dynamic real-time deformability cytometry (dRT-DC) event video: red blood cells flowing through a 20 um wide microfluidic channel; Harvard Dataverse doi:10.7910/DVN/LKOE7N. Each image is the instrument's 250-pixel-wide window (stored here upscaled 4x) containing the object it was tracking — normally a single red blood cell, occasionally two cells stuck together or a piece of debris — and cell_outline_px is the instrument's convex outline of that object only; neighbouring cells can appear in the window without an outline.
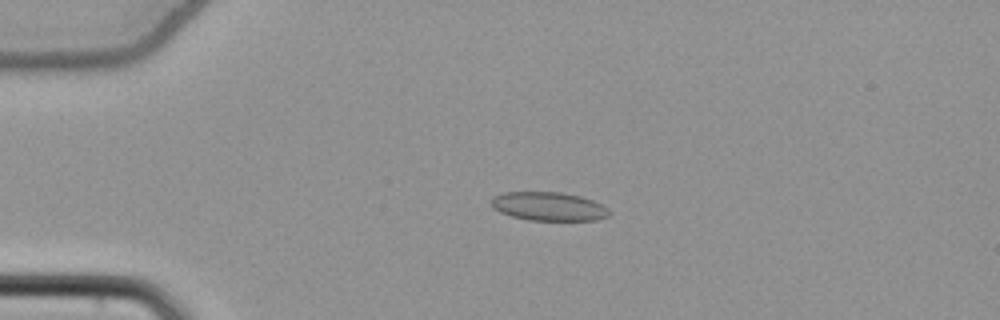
{"species": "common noctule bat (a hibernating species)", "species_latin": "Nyctalus noctula", "temperature_condition": "cold", "stored_images_in_passage": 55, "camera_frame_rate_fps": 3000, "um_per_image_px": 0.085, "animal": {"sex": "female", "body_mass_g": 22.7, "forearm_length_mm": 54.2}, "frame": {"image": 1, "passage_image": 14, "time_ms": 4.333, "image_size_px": [1000, 320], "cell_outline_px": [[612, 212], [608, 216], [596, 220], [528, 220], [512, 216], [500, 212], [492, 208], [488, 200], [492, 196], [504, 192], [560, 192], [580, 196], [592, 200], [608, 208]], "centroid_in_image_um": [46.59, 17.54], "position_along_channel_um": 38.4, "area_um2": 19.88}}
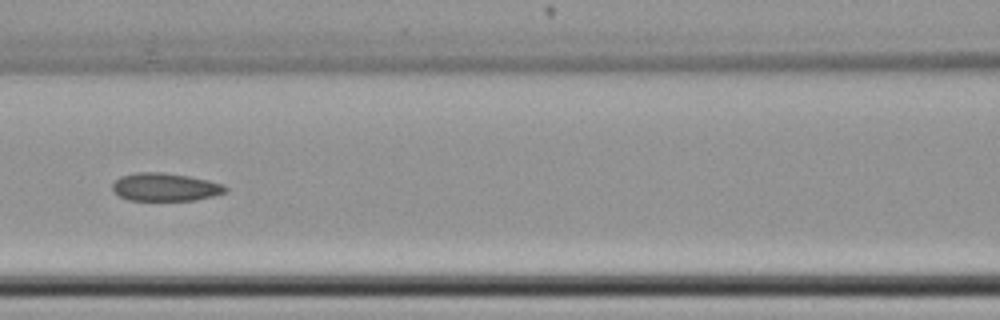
{"frame": {"image": 2, "passage_image": 26, "time_ms": 8.333, "image_size_px": [1000, 320], "cell_outline_px": [[228, 192], [196, 200], [128, 200], [112, 192], [112, 184], [120, 176], [136, 172], [164, 172], [188, 176], [208, 180], [224, 184], [228, 188]], "centroid_in_image_um": [14.04, 15.9], "position_along_channel_um": 152.6, "area_um2": 18.61}}
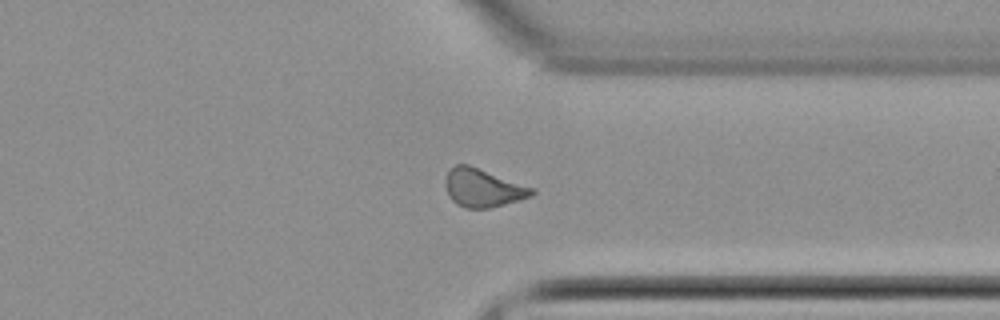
{"frame": {"image": 3, "passage_image": 43, "time_ms": 14.0, "image_size_px": [1000, 320], "cell_outline_px": [[536, 192], [532, 196], [504, 204], [488, 208], [464, 208], [456, 204], [448, 196], [444, 184], [444, 180], [448, 172], [456, 164], [468, 164], [536, 188]], "centroid_in_image_um": [41.05, 15.97], "position_along_channel_um": 370.4, "area_um2": 19.42}, "authors_computed_cell_mechanics": {"area_um2": 19.4208, "velocity_mm_per_s": 3.8573, "shape_relaxation_time_tau1_ms": 7.9384, "shape_relaxation_time_tau2_ms": 4.2307, "deformation_change_tau1": 0.1108, "deformation_change_tau2": 0.0872}}